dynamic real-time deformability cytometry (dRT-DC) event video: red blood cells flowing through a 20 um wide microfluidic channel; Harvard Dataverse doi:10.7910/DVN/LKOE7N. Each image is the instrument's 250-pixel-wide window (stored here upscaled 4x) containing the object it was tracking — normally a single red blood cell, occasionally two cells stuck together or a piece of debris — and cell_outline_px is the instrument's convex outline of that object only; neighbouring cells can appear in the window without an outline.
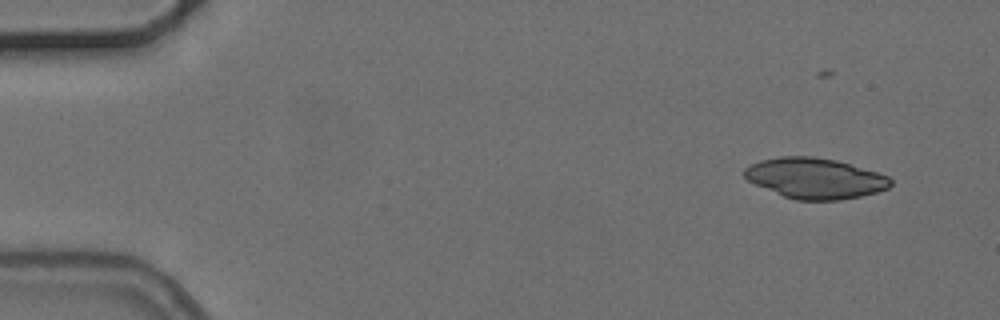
{"species": "common noctule bat (a hibernating species)", "species_latin": "Nyctalus noctula", "temperature_condition": "cold", "stored_images_in_passage": 5, "segment_of_instrument_passage": [1, 2], "camera_frame_rate_fps": 3000, "um_per_image_px": 0.085, "animal": {"sex": "female", "body_mass_g": 24.6, "forearm_length_mm": 56.2}, "frame": {"image": 1, "passage_image": 1, "time_ms": 0.0, "image_size_px": [1000, 320], "cell_outline_px": [[892, 184], [888, 188], [876, 192], [860, 196], [840, 200], [796, 200], [784, 196], [756, 184], [748, 180], [740, 172], [744, 168], [760, 160], [780, 156], [812, 156], [836, 160], [876, 172], [888, 176], [892, 180]], "centroid_in_image_um": [69.26, 15.15], "position_along_channel_um": 15.7, "area_um2": 34.39}}